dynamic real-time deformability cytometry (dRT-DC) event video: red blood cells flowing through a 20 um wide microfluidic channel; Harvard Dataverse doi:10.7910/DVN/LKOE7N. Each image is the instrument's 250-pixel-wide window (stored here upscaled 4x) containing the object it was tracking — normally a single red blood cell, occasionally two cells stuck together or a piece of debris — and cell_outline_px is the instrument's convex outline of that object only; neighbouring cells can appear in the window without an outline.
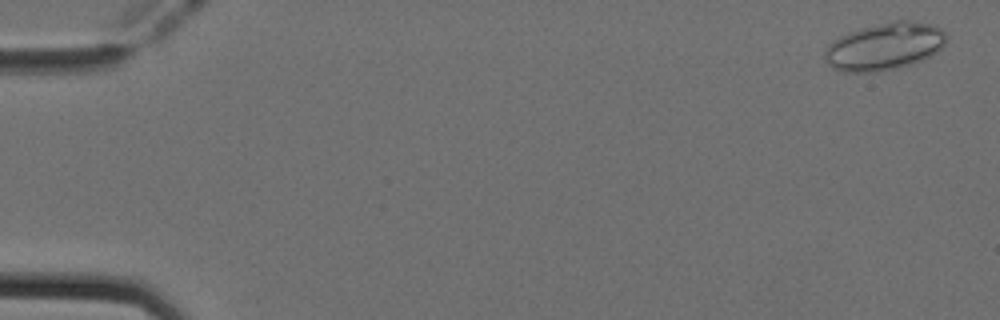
{"species": "Egyptian fruit bat (a non-hibernating species)", "species_latin": "Rousettus aegyptiacus", "temperature_condition": "cold", "stored_images_in_passage": 52, "camera_frame_rate_fps": 3000, "um_per_image_px": 0.085, "animal": {"sex": "female"}, "frame": {"image": 1, "passage_image": 2, "time_ms": 0.333, "image_size_px": [1000, 320], "cell_outline_px": [[944, 44], [932, 56], [924, 60], [896, 68], [876, 72], [844, 72], [832, 68], [824, 60], [824, 52], [828, 44], [832, 40], [848, 32], [892, 20], [912, 20], [936, 24], [944, 32]], "centroid_in_image_um": [75.17, 3.94], "position_along_channel_um": 9.8, "area_um2": 33.81}}
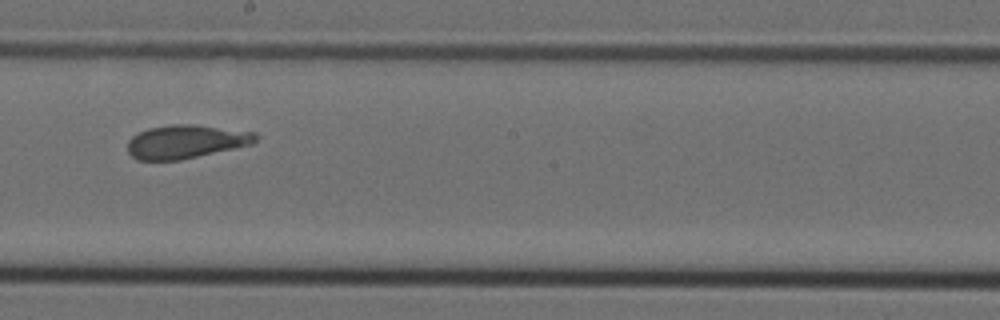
{"frame": {"image": 2, "passage_image": 30, "time_ms": 9.667, "image_size_px": [1000, 320], "cell_outline_px": [[260, 136], [252, 144], [180, 160], [136, 160], [128, 152], [128, 140], [132, 136], [148, 128], [172, 124], [192, 124], [256, 132]], "centroid_in_image_um": [15.8, 12.03], "position_along_channel_um": 232.4, "area_um2": 24.97}}
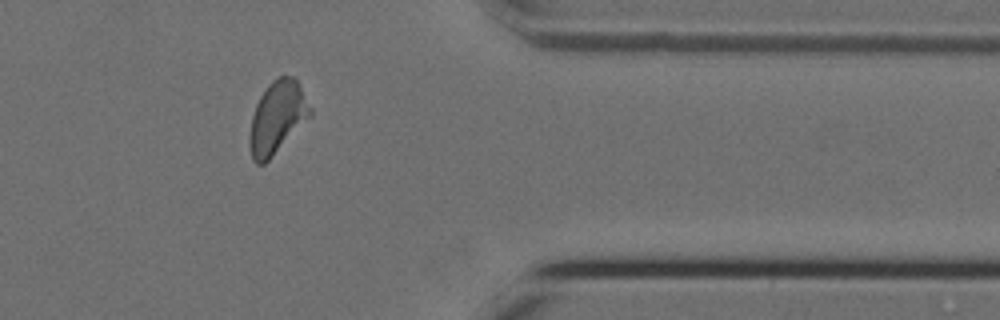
{"frame": {"image": 3, "passage_image": 43, "time_ms": 14.0, "image_size_px": [1000, 320], "cell_outline_px": [[312, 116], [264, 164], [256, 164], [252, 160], [248, 144], [248, 140], [252, 116], [256, 104], [260, 96], [268, 84], [272, 80], [280, 76], [292, 76], [300, 84], [312, 108]], "centroid_in_image_um": [23.57, 9.98], "position_along_channel_um": 387.8, "area_um2": 25.72}, "authors_computed_cell_mechanics": {"area_um2": 26.3279, "velocity_mm_per_s": 3.9303, "shape_relaxation_time_tau1_ms": null, "shape_relaxation_time_tau2_ms": 4.726, "deformation_change_tau1": null, "deformation_change_tau2": 0.1639}}